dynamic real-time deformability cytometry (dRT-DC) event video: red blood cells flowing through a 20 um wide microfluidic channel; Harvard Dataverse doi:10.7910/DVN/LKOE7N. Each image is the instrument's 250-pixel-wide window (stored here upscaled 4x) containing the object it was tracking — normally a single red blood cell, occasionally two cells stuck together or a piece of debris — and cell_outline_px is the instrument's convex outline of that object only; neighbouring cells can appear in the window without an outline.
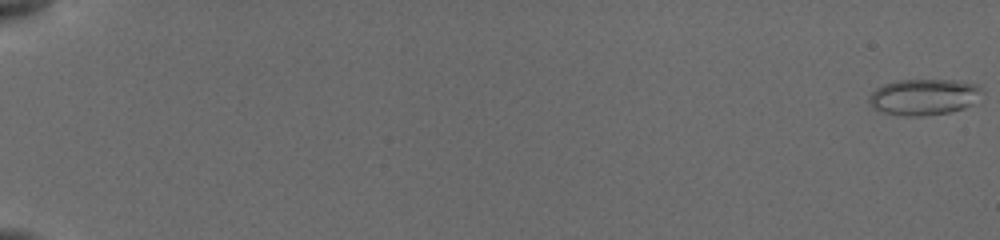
{"species": "common noctule bat (a hibernating species)", "species_latin": "Nyctalus noctula", "temperature_condition": "cold", "stored_images_in_passage": 16, "camera_frame_rate_fps": 3000, "um_per_image_px": 0.085, "animal": {"sex": "female", "body_mass_g": 19.5, "forearm_length_mm": 54.1}, "frame": {"image": 1, "passage_image": 1, "time_ms": 0.0, "image_size_px": [1000, 240], "cell_outline_px": [[984, 92], [972, 104], [964, 108], [948, 112], [920, 116], [908, 116], [884, 112], [872, 108], [868, 104], [868, 96], [876, 88], [884, 84], [896, 80], [952, 80], [976, 84], [984, 88]], "centroid_in_image_um": [78.52, 8.23], "position_along_channel_um": 6.5, "area_um2": 23.87}}